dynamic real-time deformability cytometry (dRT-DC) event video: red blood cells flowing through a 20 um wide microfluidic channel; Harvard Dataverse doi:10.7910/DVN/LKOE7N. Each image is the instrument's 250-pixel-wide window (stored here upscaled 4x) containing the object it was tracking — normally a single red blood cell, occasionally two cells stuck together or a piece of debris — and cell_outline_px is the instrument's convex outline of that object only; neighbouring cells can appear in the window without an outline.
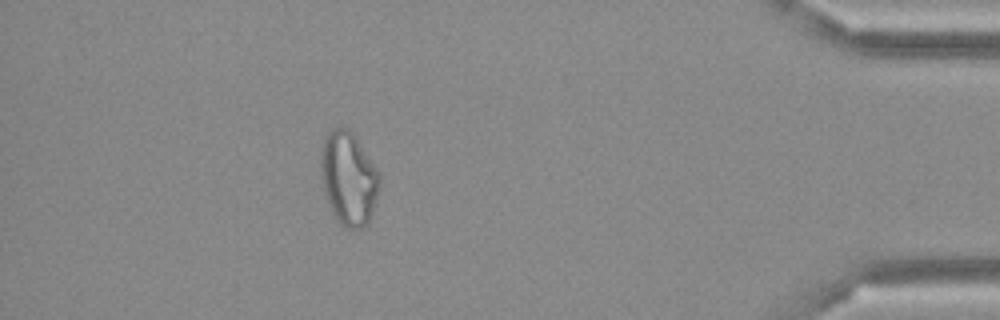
{"species": "Egyptian fruit bat (a non-hibernating species)", "species_latin": "Rousettus aegyptiacus", "temperature_condition": "cold", "stored_images_in_passage": 37, "camera_frame_rate_fps": 3000, "um_per_image_px": 0.085, "frame": {"image": 1, "passage_image": 32, "time_ms": 10.333, "image_size_px": [1000, 320], "cell_outline_px": [[380, 188], [368, 224], [364, 228], [344, 228], [336, 220], [332, 212], [324, 192], [320, 176], [320, 152], [324, 136], [332, 128], [348, 128], [352, 132], [380, 172]], "centroid_in_image_um": [29.62, 15.17], "position_along_channel_um": 405.6, "area_um2": 32.43}}